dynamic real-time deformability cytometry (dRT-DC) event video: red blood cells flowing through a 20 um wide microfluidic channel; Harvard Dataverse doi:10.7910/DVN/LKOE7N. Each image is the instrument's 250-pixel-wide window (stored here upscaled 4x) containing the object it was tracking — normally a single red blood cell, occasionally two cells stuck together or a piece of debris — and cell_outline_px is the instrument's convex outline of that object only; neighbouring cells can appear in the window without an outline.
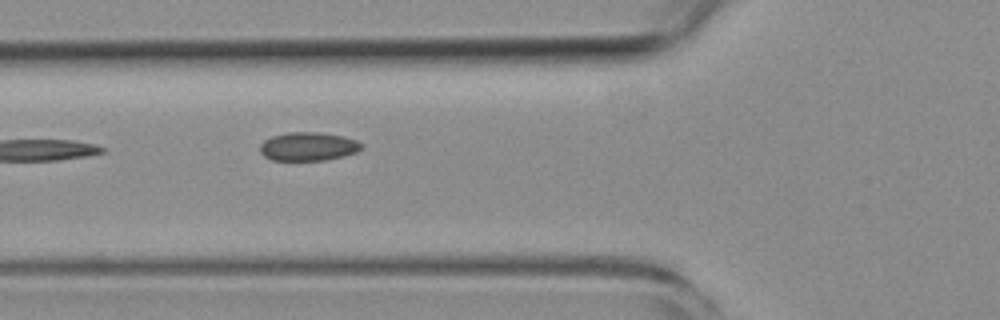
{"species": "common noctule bat (a hibernating species)", "species_latin": "Nyctalus noctula", "temperature_condition": "room temperature", "stored_images_in_passage": 6, "camera_frame_rate_fps": 3000, "um_per_image_px": 0.085, "animal": {"sex": "female", "body_mass_g": 19.3, "forearm_length_mm": 54.1}, "frame": {"image": 1, "passage_image": 6, "time_ms": 6.0, "image_size_px": [1000, 320], "cell_outline_px": [[364, 148], [356, 152], [344, 156], [324, 160], [272, 160], [264, 156], [260, 152], [260, 144], [264, 140], [272, 136], [288, 132], [320, 132], [344, 136], [356, 140], [364, 144]], "centroid_in_image_um": [26.22, 12.44], "position_along_channel_um": 99.6, "area_um2": 17.05}}